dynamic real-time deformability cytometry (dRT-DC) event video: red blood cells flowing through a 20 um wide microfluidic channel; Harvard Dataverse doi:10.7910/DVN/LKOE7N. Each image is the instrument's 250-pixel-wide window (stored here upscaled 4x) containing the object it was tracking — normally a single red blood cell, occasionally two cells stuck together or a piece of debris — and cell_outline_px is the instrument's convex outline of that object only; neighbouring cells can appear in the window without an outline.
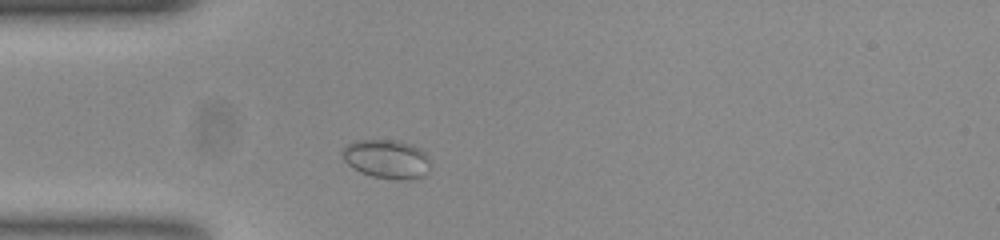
{"species": "common noctule bat (a hibernating species)", "species_latin": "Nyctalus noctula", "temperature_condition": "room temperature", "stored_images_in_passage": 43, "segment_of_instrument_passage": [1, 2], "camera_frame_rate_fps": 3000, "um_per_image_px": 0.085, "animal": {"sex": "female", "body_mass_g": 23.0, "forearm_length_mm": 53.4}, "frame": {"image": 1, "passage_image": 1, "time_ms": 0.0, "image_size_px": [1000, 240], "cell_outline_px": [[428, 164], [424, 172], [420, 176], [408, 180], [396, 180], [372, 176], [360, 172], [352, 168], [344, 160], [344, 148], [348, 144], [356, 140], [396, 140], [412, 144], [420, 148], [424, 152]], "centroid_in_image_um": [32.83, 13.51], "position_along_channel_um": 52.2, "area_um2": 19.54}}
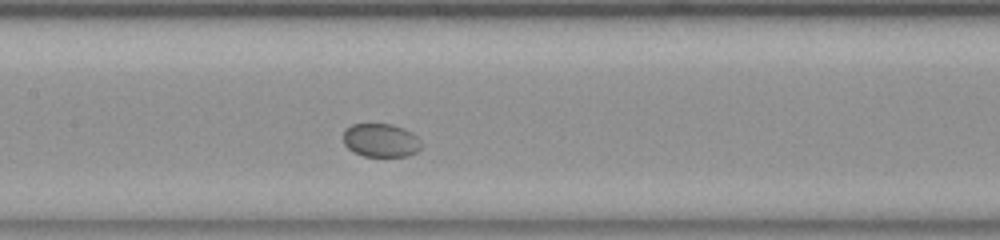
{"frame": {"image": 2, "passage_image": 12, "time_ms": 3.667, "image_size_px": [1000, 240], "cell_outline_px": [[420, 148], [416, 152], [408, 156], [364, 156], [352, 152], [344, 144], [344, 132], [352, 124], [388, 124], [404, 128], [412, 132], [420, 140]], "centroid_in_image_um": [32.37, 11.93], "position_along_channel_um": 175.0, "area_um2": 15.14}}
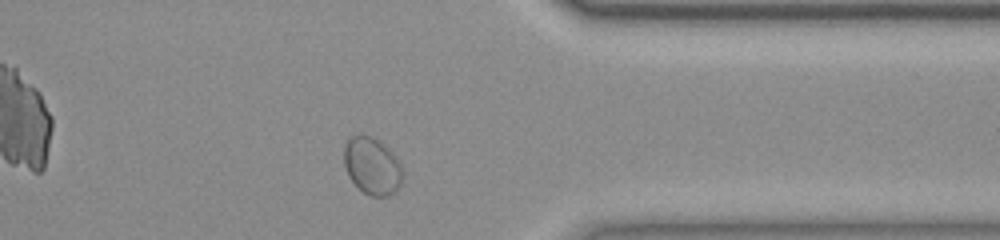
{"frame": {"image": 3, "passage_image": 30, "time_ms": 9.667, "image_size_px": [1000, 240], "cell_outline_px": [[400, 184], [396, 192], [388, 196], [372, 196], [364, 192], [348, 176], [344, 164], [344, 144], [352, 136], [372, 136], [384, 144], [392, 152], [400, 164]], "centroid_in_image_um": [31.61, 14.11], "position_along_channel_um": 379.8, "area_um2": 19.13}}